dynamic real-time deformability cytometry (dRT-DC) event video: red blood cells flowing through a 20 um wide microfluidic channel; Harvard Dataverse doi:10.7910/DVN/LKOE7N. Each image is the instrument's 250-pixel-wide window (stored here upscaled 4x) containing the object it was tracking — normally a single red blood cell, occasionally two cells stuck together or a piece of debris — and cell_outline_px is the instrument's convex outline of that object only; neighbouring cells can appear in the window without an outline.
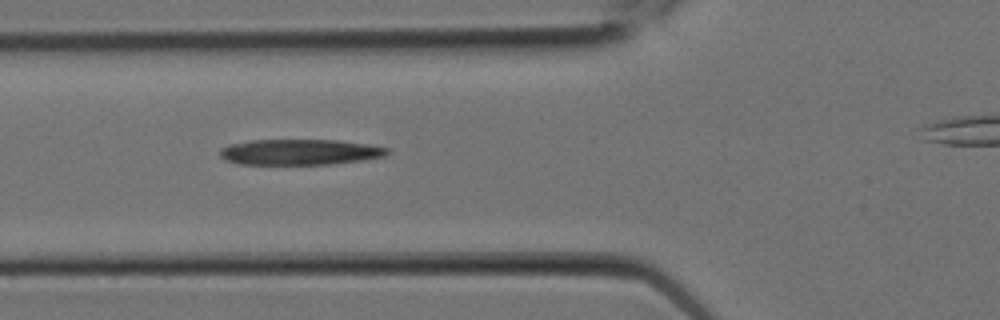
{"species": "Egyptian fruit bat (a non-hibernating species)", "species_latin": "Rousettus aegyptiacus", "temperature_condition": "room temperature", "stored_images_in_passage": 5, "camera_frame_rate_fps": 3000, "um_per_image_px": 0.085, "animal": {"sex": "female"}, "frame": {"image": 1, "passage_image": 4, "time_ms": 1.0, "image_size_px": [1000, 320], "cell_outline_px": [[392, 152], [384, 156], [360, 160], [328, 164], [240, 164], [224, 160], [220, 156], [220, 148], [228, 144], [252, 140], [336, 140], [368, 144], [388, 148]], "centroid_in_image_um": [25.45, 12.92], "position_along_channel_um": 100.3, "area_um2": 25.03}}
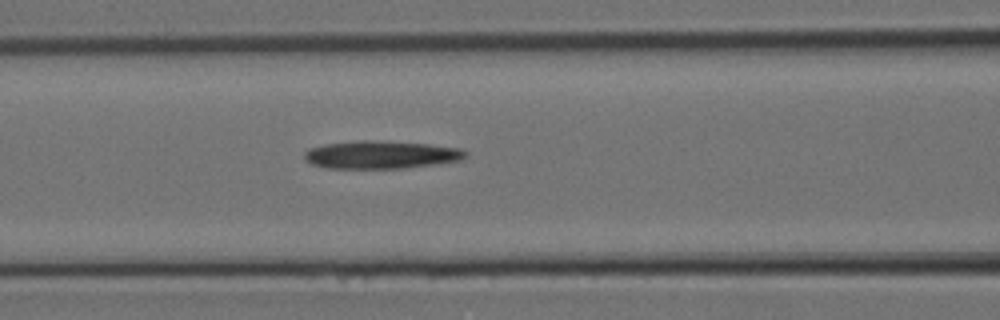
{"frame": {"image": 2, "passage_image": 5, "time_ms": 1.333, "image_size_px": [1000, 320], "cell_outline_px": [[468, 156], [460, 160], [440, 164], [404, 168], [328, 168], [312, 164], [304, 160], [304, 152], [308, 148], [328, 144], [360, 140], [384, 140], [428, 144], [460, 148], [468, 152]], "centroid_in_image_um": [32.42, 13.15], "position_along_channel_um": 134.2, "area_um2": 26.41}}